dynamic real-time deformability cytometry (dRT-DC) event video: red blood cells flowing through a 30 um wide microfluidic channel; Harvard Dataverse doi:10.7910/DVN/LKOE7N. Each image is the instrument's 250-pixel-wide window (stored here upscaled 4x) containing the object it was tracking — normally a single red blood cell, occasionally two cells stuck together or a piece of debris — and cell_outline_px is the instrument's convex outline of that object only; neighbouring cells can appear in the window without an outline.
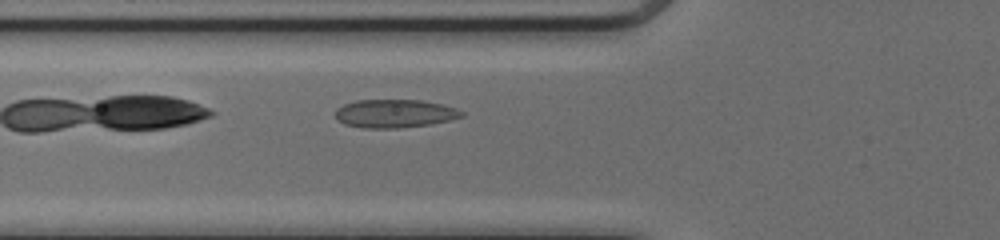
{"species": "common noctule bat (a hibernating species)", "species_latin": "Nyctalus noctula", "temperature_condition": "cold", "stored_images_in_passage": 34, "camera_frame_rate_fps": 3000, "um_per_image_px": 0.085, "animal": {"sex": "female", "body_mass_g": 17.0, "forearm_length_mm": 48.0}, "frame": {"image": 1, "passage_image": 4, "time_ms": 1.0, "image_size_px": [1000, 240], "cell_outline_px": [[464, 116], [432, 124], [400, 128], [364, 128], [344, 124], [336, 116], [336, 108], [344, 104], [356, 100], [420, 100], [444, 104], [456, 108], [464, 112]], "centroid_in_image_um": [33.57, 9.65], "position_along_channel_um": 92.2, "area_um2": 20.87}}
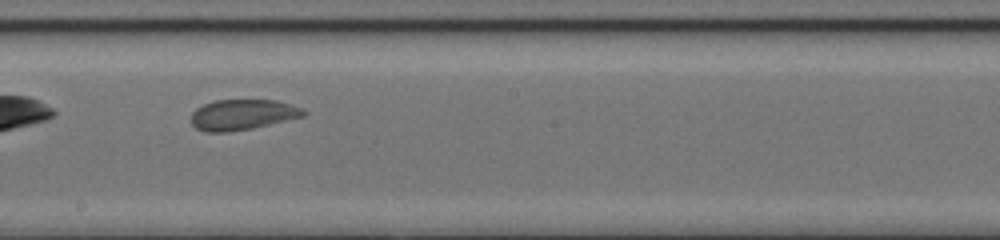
{"frame": {"image": 2, "passage_image": 14, "time_ms": 4.333, "image_size_px": [1000, 240], "cell_outline_px": [[308, 112], [304, 116], [252, 128], [228, 132], [204, 132], [196, 128], [192, 124], [192, 112], [196, 108], [204, 104], [216, 100], [276, 100], [300, 108]], "centroid_in_image_um": [20.58, 9.75], "position_along_channel_um": 227.6, "area_um2": 19.83}}
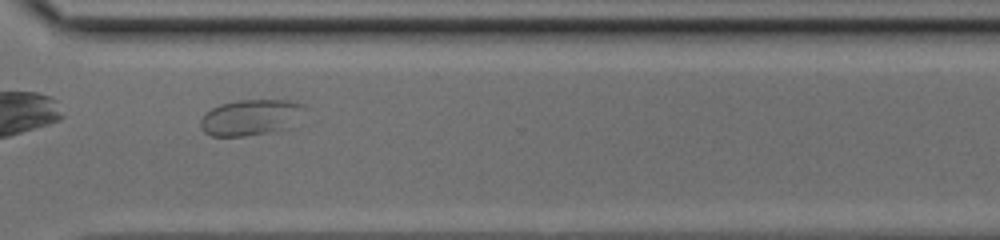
{"frame": {"image": 3, "passage_image": 23, "time_ms": 7.333, "image_size_px": [1000, 240], "cell_outline_px": [[308, 108], [292, 128], [272, 132], [244, 136], [212, 136], [204, 132], [200, 128], [200, 120], [204, 112], [220, 104], [236, 100], [284, 100], [304, 104]], "centroid_in_image_um": [21.35, 9.98], "position_along_channel_um": 349.3, "area_um2": 22.37}}